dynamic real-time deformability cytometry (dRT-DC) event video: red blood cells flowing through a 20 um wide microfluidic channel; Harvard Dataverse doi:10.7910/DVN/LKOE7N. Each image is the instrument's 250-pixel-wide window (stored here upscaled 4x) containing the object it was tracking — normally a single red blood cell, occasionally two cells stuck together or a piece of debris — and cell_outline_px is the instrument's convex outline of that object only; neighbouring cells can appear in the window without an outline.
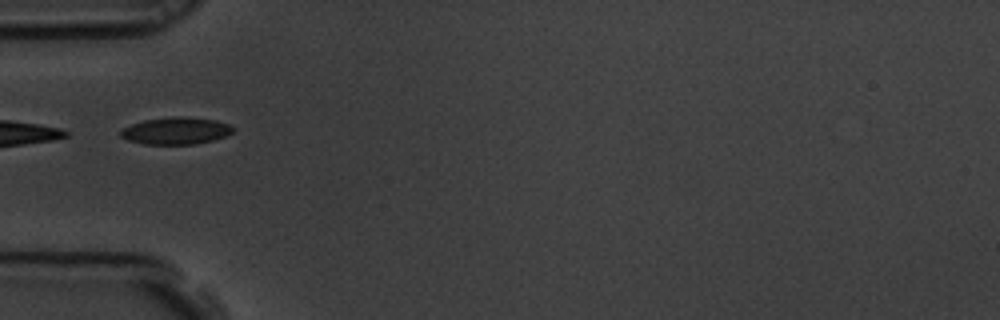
{"species": "common noctule bat (a hibernating species)", "species_latin": "Nyctalus noctula", "temperature_condition": "room temperature", "stored_images_in_passage": 4, "camera_frame_rate_fps": 3000, "um_per_image_px": 0.085, "animal": {"sex": "male", "body_mass_g": 19.5, "forearm_length_mm": 54.6}, "frame": {"image": 1, "passage_image": 2, "time_ms": 0.333, "image_size_px": [1000, 320], "cell_outline_px": [[236, 128], [228, 136], [196, 144], [144, 144], [128, 140], [120, 136], [120, 132], [124, 128], [132, 124], [144, 120], [172, 116], [184, 116], [216, 120], [228, 124]], "centroid_in_image_um": [14.99, 11.11], "position_along_channel_um": 70.0, "area_um2": 17.8}}